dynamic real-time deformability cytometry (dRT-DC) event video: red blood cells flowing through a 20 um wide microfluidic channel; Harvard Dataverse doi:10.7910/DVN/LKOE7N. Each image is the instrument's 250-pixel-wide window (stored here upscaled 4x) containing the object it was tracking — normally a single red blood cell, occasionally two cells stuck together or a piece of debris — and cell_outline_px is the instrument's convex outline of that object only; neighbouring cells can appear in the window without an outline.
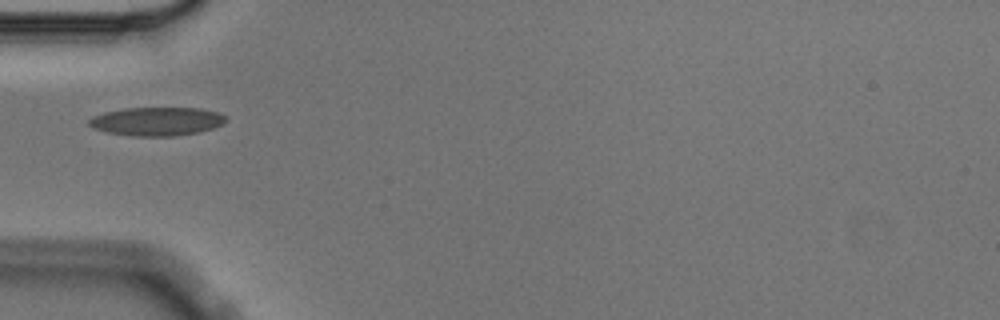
{"species": "Egyptian fruit bat (a non-hibernating species)", "species_latin": "Rousettus aegyptiacus", "temperature_condition": "cold", "stored_images_in_passage": 1, "camera_frame_rate_fps": 3000, "um_per_image_px": 0.085, "animal": {"sex": "male"}, "frame": {"image": 1, "passage_image": 1, "time_ms": 0.0, "image_size_px": [1000, 320], "cell_outline_px": [[228, 120], [212, 128], [200, 132], [172, 136], [132, 136], [108, 132], [92, 128], [88, 124], [88, 120], [92, 116], [104, 112], [124, 108], [200, 108], [220, 112], [228, 116]], "centroid_in_image_um": [13.34, 10.31], "position_along_channel_um": 71.7, "area_um2": 22.95}}